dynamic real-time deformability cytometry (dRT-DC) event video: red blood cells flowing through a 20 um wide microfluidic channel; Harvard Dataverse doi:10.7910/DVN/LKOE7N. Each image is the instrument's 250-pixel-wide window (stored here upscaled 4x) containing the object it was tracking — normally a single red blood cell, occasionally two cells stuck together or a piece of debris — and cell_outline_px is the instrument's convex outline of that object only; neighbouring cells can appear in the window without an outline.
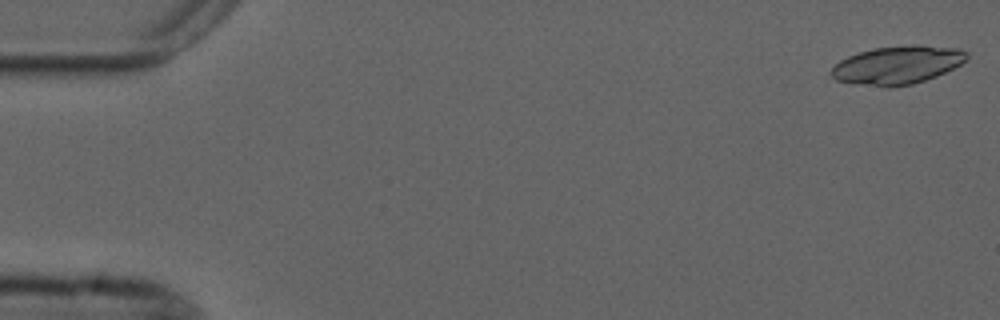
{"species": "common noctule bat (a hibernating species)", "species_latin": "Nyctalus noctula", "temperature_condition": "cold", "stored_images_in_passage": 4, "camera_frame_rate_fps": 3000, "um_per_image_px": 0.085, "animal": {"sex": "male", "forearm_length_mm": 52.5}, "frame": {"image": 1, "passage_image": 1, "time_ms": 0.0, "image_size_px": [1000, 320], "cell_outline_px": [[968, 56], [960, 64], [936, 76], [912, 84], [892, 88], [888, 88], [856, 84], [836, 80], [828, 72], [840, 60], [848, 56], [860, 52], [876, 48], [956, 48], [968, 52]], "centroid_in_image_um": [76.18, 5.6], "position_along_channel_um": 8.8, "area_um2": 28.96}}